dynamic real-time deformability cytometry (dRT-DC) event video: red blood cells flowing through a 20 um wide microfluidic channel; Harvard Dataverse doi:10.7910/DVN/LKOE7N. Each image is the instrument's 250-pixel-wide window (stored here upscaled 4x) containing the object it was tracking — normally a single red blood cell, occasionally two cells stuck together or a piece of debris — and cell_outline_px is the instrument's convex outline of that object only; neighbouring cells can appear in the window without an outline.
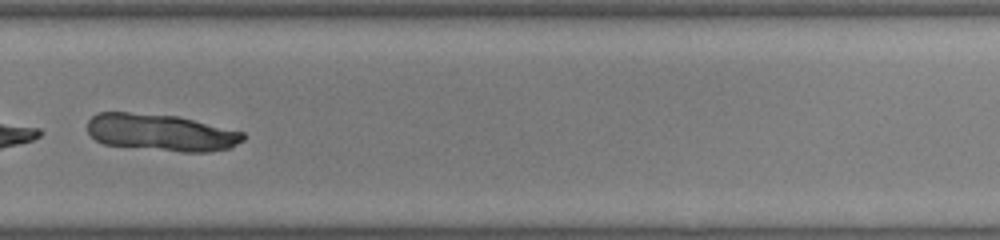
{"species": "common noctule bat (a hibernating species)", "species_latin": "Nyctalus noctula", "temperature_condition": "warm", "stored_images_in_passage": 41, "camera_frame_rate_fps": 3000, "um_per_image_px": 0.085, "animal": {"sex": "male", "body_mass_g": 19.0, "forearm_length_mm": 50.8}, "frame": {"image": 1, "passage_image": 30, "time_ms": 9.667, "image_size_px": [1000, 240], "cell_outline_px": [[244, 140], [228, 148], [208, 152], [180, 152], [104, 144], [96, 140], [88, 132], [88, 120], [96, 112], [128, 112], [176, 116], [244, 132]], "centroid_in_image_um": [13.66, 11.26], "position_along_channel_um": 316.1, "area_um2": 33.35}}